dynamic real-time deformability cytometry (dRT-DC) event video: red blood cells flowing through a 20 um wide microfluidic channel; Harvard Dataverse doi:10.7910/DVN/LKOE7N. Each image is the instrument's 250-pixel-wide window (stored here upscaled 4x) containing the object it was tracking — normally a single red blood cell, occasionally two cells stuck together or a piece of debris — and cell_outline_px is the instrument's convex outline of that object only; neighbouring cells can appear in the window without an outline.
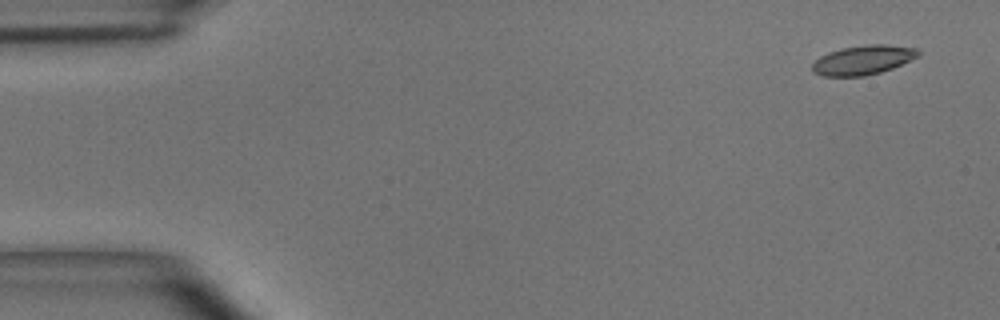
{"species": "common noctule bat (a hibernating species)", "species_latin": "Nyctalus noctula", "temperature_condition": "room temperature", "stored_images_in_passage": 4, "camera_frame_rate_fps": 3000, "um_per_image_px": 0.085, "animal": {"sex": "male", "body_mass_g": 15.6}, "frame": {"image": 1, "passage_image": 1, "time_ms": 0.0, "image_size_px": [1000, 320], "cell_outline_px": [[920, 56], [892, 68], [880, 72], [864, 76], [824, 76], [812, 72], [812, 64], [820, 56], [828, 52], [840, 48], [868, 44], [884, 44], [916, 48], [920, 52]], "centroid_in_image_um": [73.35, 5.09], "position_along_channel_um": 11.7, "area_um2": 18.15}}
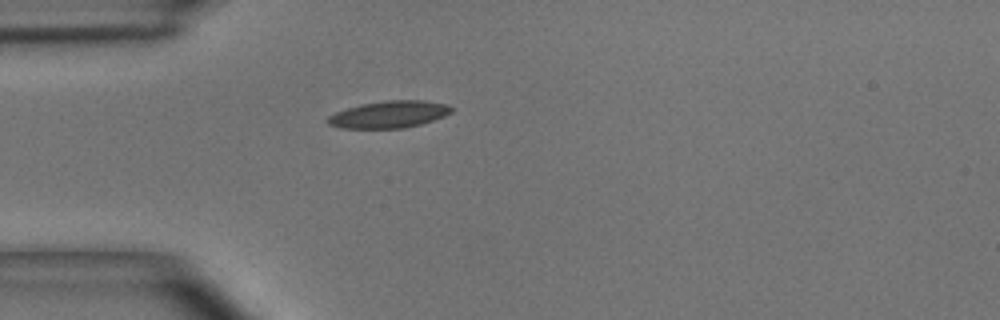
{"frame": {"image": 2, "passage_image": 4, "time_ms": 1.0, "image_size_px": [1000, 320], "cell_outline_px": [[452, 112], [444, 116], [420, 124], [404, 128], [340, 128], [328, 124], [328, 116], [336, 112], [360, 104], [388, 100], [420, 100], [444, 104], [452, 108]], "centroid_in_image_um": [33.05, 9.73], "position_along_channel_um": 52.0, "area_um2": 19.19}}